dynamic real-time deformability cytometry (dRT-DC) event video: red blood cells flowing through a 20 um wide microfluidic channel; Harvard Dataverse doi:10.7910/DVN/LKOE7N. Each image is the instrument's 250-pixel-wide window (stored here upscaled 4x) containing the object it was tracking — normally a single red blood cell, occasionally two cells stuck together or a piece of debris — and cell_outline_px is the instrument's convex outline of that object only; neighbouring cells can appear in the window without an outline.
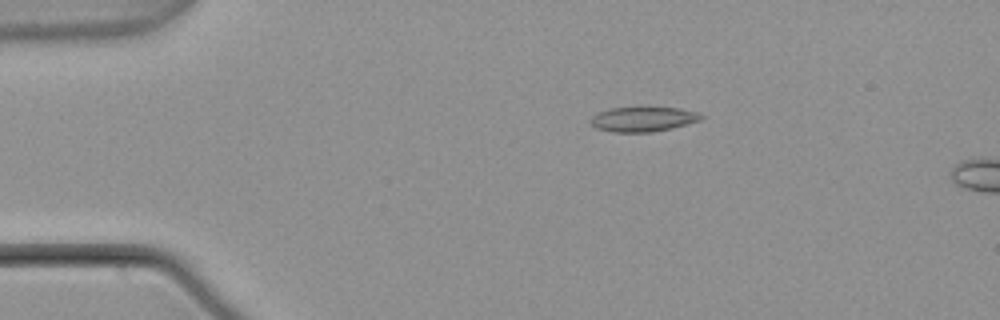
{"species": "common noctule bat (a hibernating species)", "species_latin": "Nyctalus noctula", "temperature_condition": "warm", "stored_images_in_passage": 3, "camera_frame_rate_fps": 3000, "um_per_image_px": 0.085, "animal": {"sex": "male", "body_mass_g": 21.5, "forearm_length_mm": 52.0}, "frame": {"image": 1, "passage_image": 1, "time_ms": 0.0, "image_size_px": [1000, 320], "cell_outline_px": [[704, 116], [700, 120], [672, 128], [652, 132], [612, 132], [596, 128], [588, 120], [592, 116], [600, 112], [612, 108], [644, 104], [680, 108], [700, 112]], "centroid_in_image_um": [54.69, 10.07], "position_along_channel_um": 30.3, "area_um2": 16.82}}